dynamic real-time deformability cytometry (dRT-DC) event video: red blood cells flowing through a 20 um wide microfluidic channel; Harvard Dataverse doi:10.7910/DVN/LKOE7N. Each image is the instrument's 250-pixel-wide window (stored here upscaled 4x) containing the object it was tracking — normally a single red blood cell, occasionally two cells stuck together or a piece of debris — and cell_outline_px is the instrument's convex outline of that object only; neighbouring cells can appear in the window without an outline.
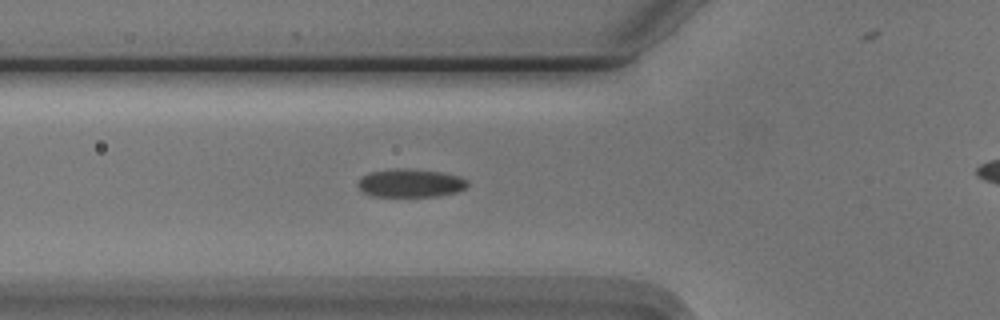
{"species": "Egyptian fruit bat (a non-hibernating species)", "species_latin": "Rousettus aegyptiacus", "temperature_condition": "cold", "stored_images_in_passage": 27, "camera_frame_rate_fps": 3000, "um_per_image_px": 0.085, "animal": {"sex": "male"}, "frame": {"image": 1, "passage_image": 7, "time_ms": 2.0, "image_size_px": [1000, 320], "cell_outline_px": [[468, 184], [464, 188], [456, 192], [436, 196], [372, 196], [364, 192], [356, 184], [360, 176], [372, 172], [392, 168], [408, 168], [440, 172], [460, 176], [468, 180]], "centroid_in_image_um": [34.86, 15.55], "position_along_channel_um": 90.9, "area_um2": 18.09}}
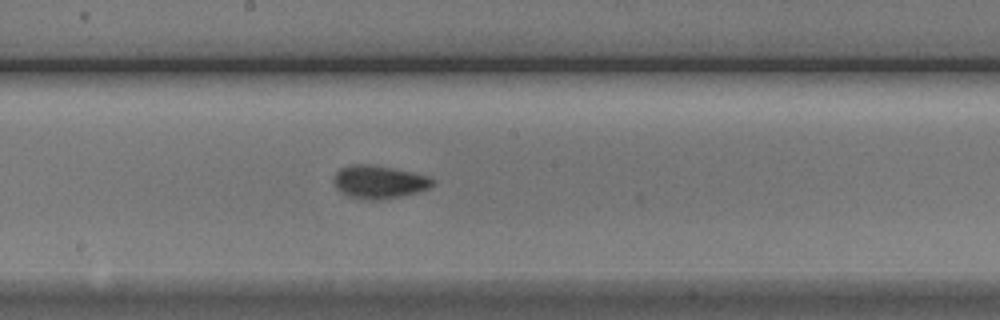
{"frame": {"image": 2, "passage_image": 17, "time_ms": 5.333, "image_size_px": [1000, 320], "cell_outline_px": [[432, 184], [428, 188], [416, 192], [400, 196], [380, 200], [368, 200], [348, 196], [340, 192], [336, 188], [332, 180], [336, 172], [340, 168], [352, 164], [372, 164], [412, 172], [428, 176], [432, 180]], "centroid_in_image_um": [32.15, 15.46], "position_along_channel_um": 216.1, "area_um2": 18.96}}
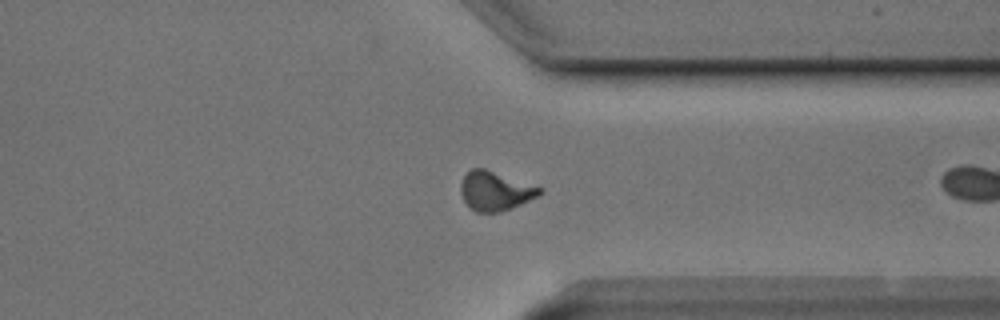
{"frame": {"image": 3, "passage_image": 26, "time_ms": 8.333, "image_size_px": [1000, 320], "cell_outline_px": [[544, 192], [540, 196], [512, 208], [500, 212], [476, 212], [464, 200], [460, 192], [460, 184], [464, 176], [472, 168], [484, 168], [544, 188]], "centroid_in_image_um": [42.14, 16.23], "position_along_channel_um": 369.3, "area_um2": 18.09}}